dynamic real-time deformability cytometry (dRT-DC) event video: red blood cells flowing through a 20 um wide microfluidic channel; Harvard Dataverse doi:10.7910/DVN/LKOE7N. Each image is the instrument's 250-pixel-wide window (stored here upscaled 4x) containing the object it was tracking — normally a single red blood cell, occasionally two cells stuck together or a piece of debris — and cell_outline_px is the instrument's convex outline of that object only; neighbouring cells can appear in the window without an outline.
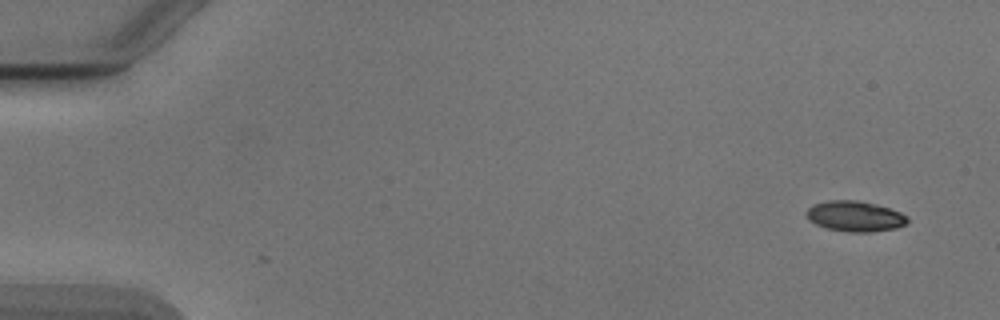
{"species": "Egyptian fruit bat (a non-hibernating species)", "species_latin": "Rousettus aegyptiacus", "temperature_condition": "cold", "stored_images_in_passage": 51, "camera_frame_rate_fps": 3000, "um_per_image_px": 0.085, "animal": {"sex": "male"}, "frame": {"image": 1, "passage_image": 1, "time_ms": 0.0, "image_size_px": [1000, 320], "cell_outline_px": [[908, 220], [904, 224], [896, 228], [872, 232], [852, 232], [828, 228], [816, 224], [804, 212], [812, 204], [828, 200], [856, 200], [876, 204], [900, 212], [908, 216]], "centroid_in_image_um": [72.68, 18.37], "position_along_channel_um": 12.3, "area_um2": 17.8}}
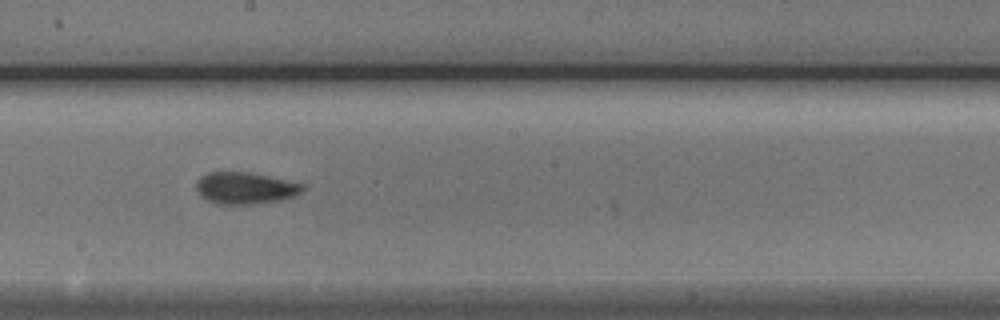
{"frame": {"image": 2, "passage_image": 28, "time_ms": 9.0, "image_size_px": [1000, 320], "cell_outline_px": [[304, 188], [300, 192], [292, 196], [280, 200], [252, 204], [216, 204], [200, 196], [196, 188], [196, 180], [200, 176], [208, 172], [252, 172], [304, 184]], "centroid_in_image_um": [20.8, 15.98], "position_along_channel_um": 227.4, "area_um2": 19.71}}
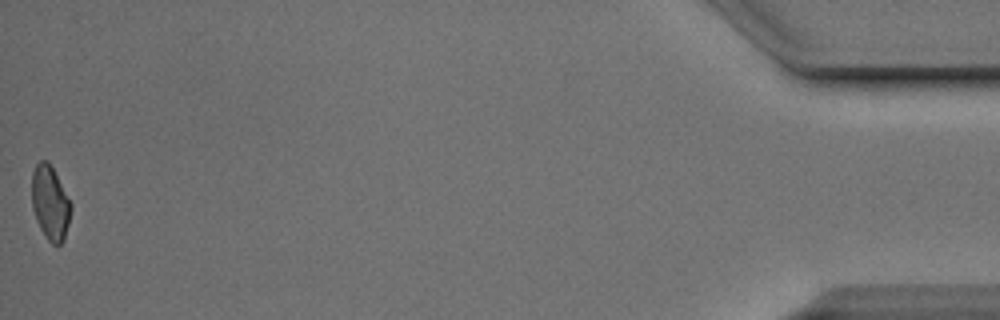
{"frame": {"image": 3, "passage_image": 51, "time_ms": 16.667, "image_size_px": [1000, 320], "cell_outline_px": [[72, 208], [64, 240], [56, 248], [48, 240], [40, 228], [36, 220], [32, 208], [32, 172], [36, 164], [40, 160], [48, 160], [72, 204]], "centroid_in_image_um": [4.26, 17.26], "position_along_channel_um": 430.9, "area_um2": 16.99}, "authors_computed_cell_mechanics": {"area_um2": 18.7272, "velocity_mm_per_s": 3.8917, "shape_relaxation_time_tau1_ms": null, "shape_relaxation_time_tau2_ms": 2.4746, "deformation_change_tau1": null, "deformation_change_tau2": 0.0847}}